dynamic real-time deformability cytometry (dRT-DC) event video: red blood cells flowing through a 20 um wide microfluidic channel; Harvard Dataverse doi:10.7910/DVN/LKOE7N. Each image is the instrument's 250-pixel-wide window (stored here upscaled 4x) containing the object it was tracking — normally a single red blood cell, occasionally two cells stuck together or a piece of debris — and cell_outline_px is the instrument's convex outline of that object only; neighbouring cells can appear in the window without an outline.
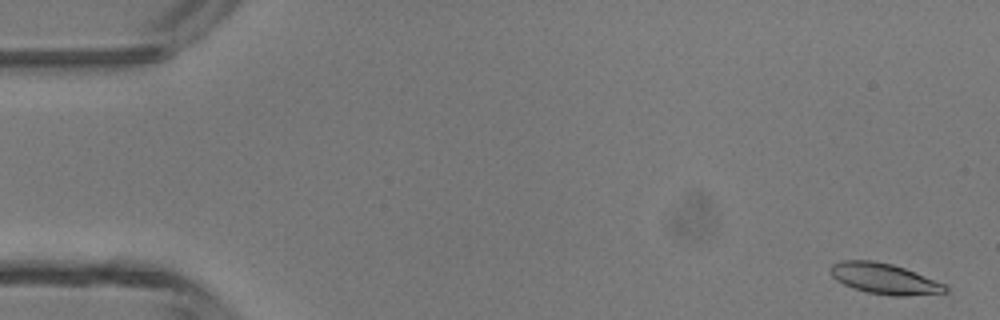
{"species": "common noctule bat (a hibernating species)", "species_latin": "Nyctalus noctula", "temperature_condition": "room temperature", "stored_images_in_passage": 49, "camera_frame_rate_fps": 3000, "um_per_image_px": 0.085, "animal": {"sex": "male", "body_mass_g": 13.3}, "frame": {"image": 1, "passage_image": 2, "time_ms": 0.333, "image_size_px": [1000, 320], "cell_outline_px": [[948, 292], [908, 296], [888, 296], [868, 292], [852, 288], [836, 280], [832, 276], [828, 268], [832, 264], [840, 260], [872, 260], [892, 264], [904, 268], [944, 284], [948, 288]], "centroid_in_image_um": [75.12, 23.69], "position_along_channel_um": 9.9, "area_um2": 20.58}}
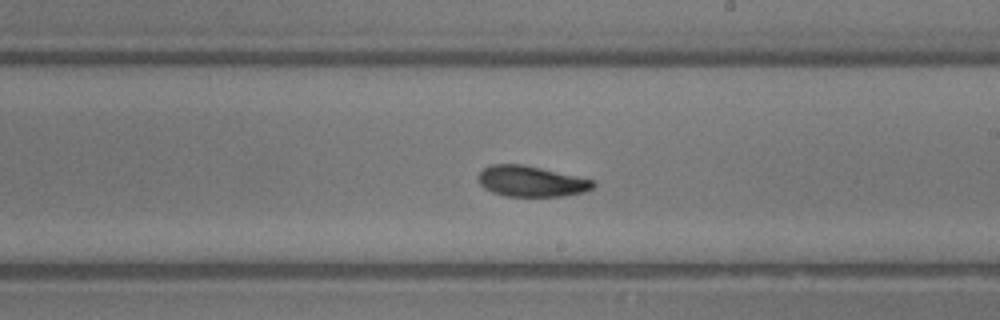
{"frame": {"image": 2, "passage_image": 28, "time_ms": 9.0, "image_size_px": [1000, 320], "cell_outline_px": [[596, 184], [592, 188], [584, 192], [564, 196], [504, 196], [492, 192], [484, 188], [480, 184], [476, 176], [484, 168], [492, 164], [524, 164], [576, 176], [592, 180]], "centroid_in_image_um": [45.11, 15.41], "position_along_channel_um": 243.9, "area_um2": 20.58}}
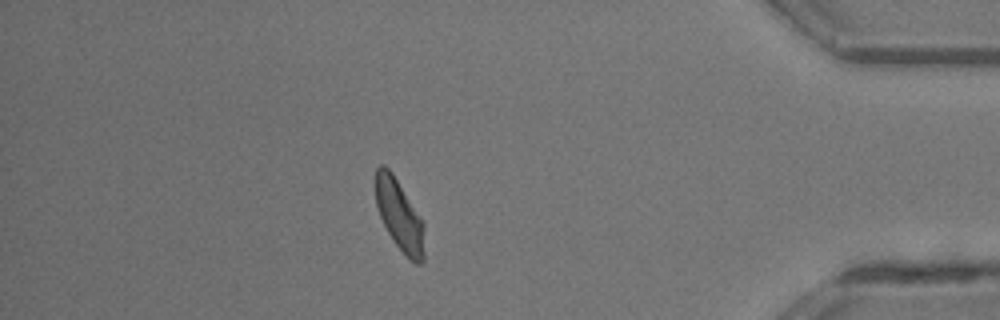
{"frame": {"image": 3, "passage_image": 42, "time_ms": 13.667, "image_size_px": [1000, 320], "cell_outline_px": [[424, 260], [420, 264], [416, 264], [408, 260], [404, 256], [392, 240], [380, 216], [376, 204], [376, 168], [380, 164], [384, 164], [392, 172], [424, 224]], "centroid_in_image_um": [33.96, 18.36], "position_along_channel_um": 401.2, "area_um2": 20.11}, "authors_computed_cell_mechanics": {"area_um2": 20.4612, "velocity_mm_per_s": 4.3025, "shape_relaxation_time_tau1_ms": 2.0257, "shape_relaxation_time_tau2_ms": 3.3878, "deformation_change_tau1": 0.1139, "deformation_change_tau2": 0.1008}}